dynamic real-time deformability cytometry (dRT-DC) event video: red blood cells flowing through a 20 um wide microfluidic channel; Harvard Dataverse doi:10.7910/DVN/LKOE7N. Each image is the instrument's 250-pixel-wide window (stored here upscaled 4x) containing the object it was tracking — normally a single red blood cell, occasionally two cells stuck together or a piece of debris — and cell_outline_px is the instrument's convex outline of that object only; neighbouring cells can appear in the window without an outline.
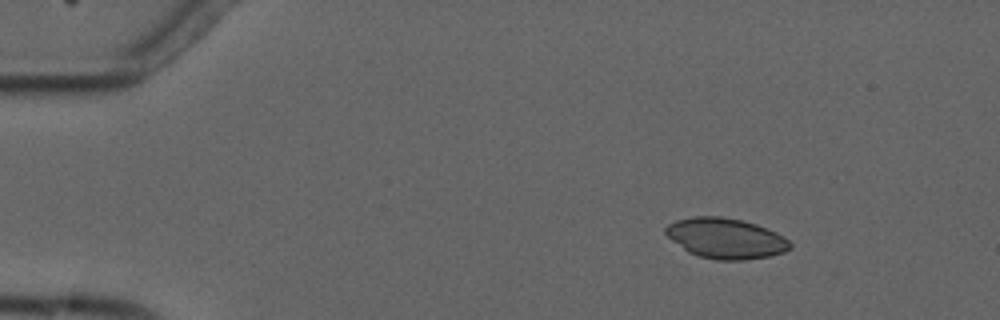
{"species": "common noctule bat (a hibernating species)", "species_latin": "Nyctalus noctula", "temperature_condition": "cold", "stored_images_in_passage": 4, "camera_frame_rate_fps": 3000, "um_per_image_px": 0.085, "animal": {"sex": "male", "forearm_length_mm": 52.5}, "frame": {"image": 1, "passage_image": 2, "time_ms": 1.333, "image_size_px": [1000, 320], "cell_outline_px": [[792, 248], [784, 252], [768, 256], [744, 260], [716, 260], [696, 256], [688, 252], [672, 240], [664, 232], [664, 228], [668, 224], [676, 220], [692, 216], [720, 216], [744, 220], [756, 224], [776, 232], [784, 236], [792, 244]], "centroid_in_image_um": [61.68, 20.25], "position_along_channel_um": 23.3, "area_um2": 29.54}}